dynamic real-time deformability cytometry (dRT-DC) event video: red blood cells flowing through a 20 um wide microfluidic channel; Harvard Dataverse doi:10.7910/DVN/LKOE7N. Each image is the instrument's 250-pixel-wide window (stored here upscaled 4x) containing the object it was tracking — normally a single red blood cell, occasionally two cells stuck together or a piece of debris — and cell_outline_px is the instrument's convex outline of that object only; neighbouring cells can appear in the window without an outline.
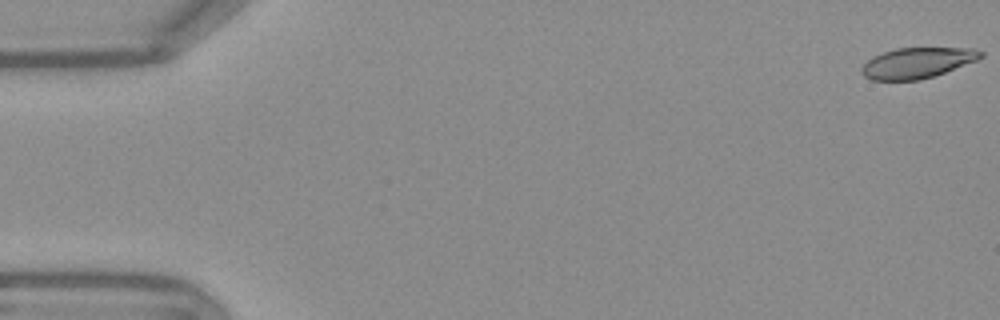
{"species": "Egyptian fruit bat (a non-hibernating species)", "species_latin": "Rousettus aegyptiacus", "temperature_condition": "warm", "stored_images_in_passage": 54, "camera_frame_rate_fps": 3000, "um_per_image_px": 0.085, "frame": {"image": 1, "passage_image": 1, "time_ms": 0.0, "image_size_px": [1000, 320], "cell_outline_px": [[984, 56], [976, 60], [944, 72], [920, 80], [872, 80], [864, 76], [860, 72], [860, 68], [872, 56], [896, 48], [976, 48], [984, 52]], "centroid_in_image_um": [77.94, 5.34], "position_along_channel_um": 7.1, "area_um2": 21.15}}
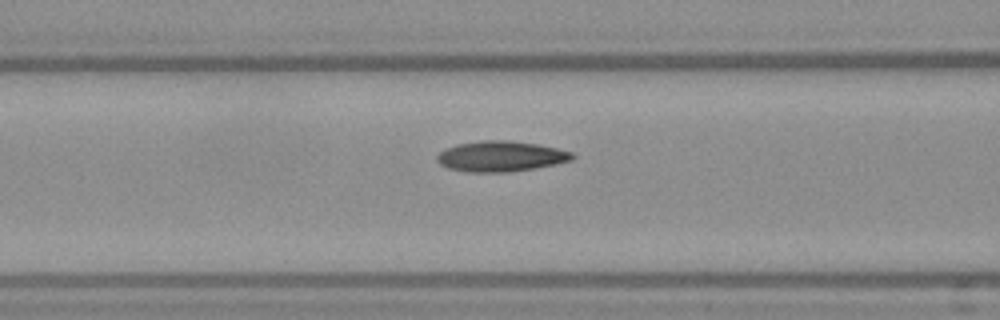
{"frame": {"image": 2, "passage_image": 22, "time_ms": 7.0, "image_size_px": [1000, 320], "cell_outline_px": [[576, 156], [572, 160], [556, 164], [508, 172], [468, 172], [448, 168], [440, 164], [436, 160], [436, 156], [440, 152], [456, 144], [480, 140], [512, 140], [540, 144], [572, 152]], "centroid_in_image_um": [42.57, 13.27], "position_along_channel_um": 124.0, "area_um2": 24.16}}
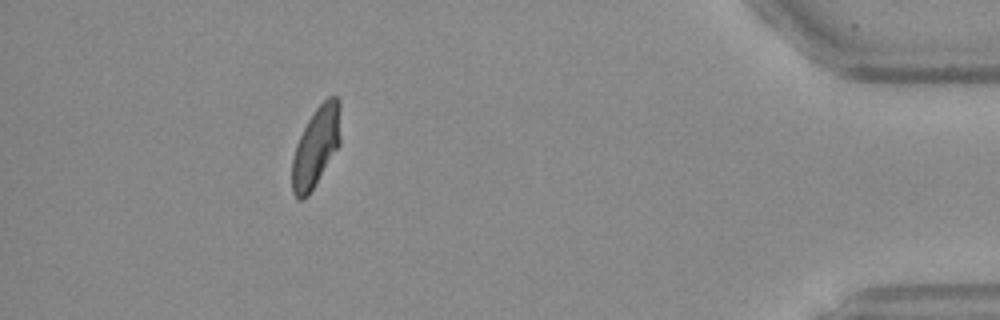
{"frame": {"image": 3, "passage_image": 49, "time_ms": 16.0, "image_size_px": [1000, 320], "cell_outline_px": [[340, 144], [308, 196], [304, 200], [300, 200], [292, 192], [292, 160], [296, 144], [308, 120], [316, 108], [328, 96], [336, 96], [340, 100]], "centroid_in_image_um": [26.86, 12.47], "position_along_channel_um": 408.3, "area_um2": 22.48}, "authors_computed_cell_mechanics": {"area_um2": 23.0333, "velocity_mm_per_s": 3.778, "shape_relaxation_time_tau1_ms": 6.3542, "shape_relaxation_time_tau2_ms": 3.5941, "deformation_change_tau1": 0.1848, "deformation_change_tau2": 0.0673}}